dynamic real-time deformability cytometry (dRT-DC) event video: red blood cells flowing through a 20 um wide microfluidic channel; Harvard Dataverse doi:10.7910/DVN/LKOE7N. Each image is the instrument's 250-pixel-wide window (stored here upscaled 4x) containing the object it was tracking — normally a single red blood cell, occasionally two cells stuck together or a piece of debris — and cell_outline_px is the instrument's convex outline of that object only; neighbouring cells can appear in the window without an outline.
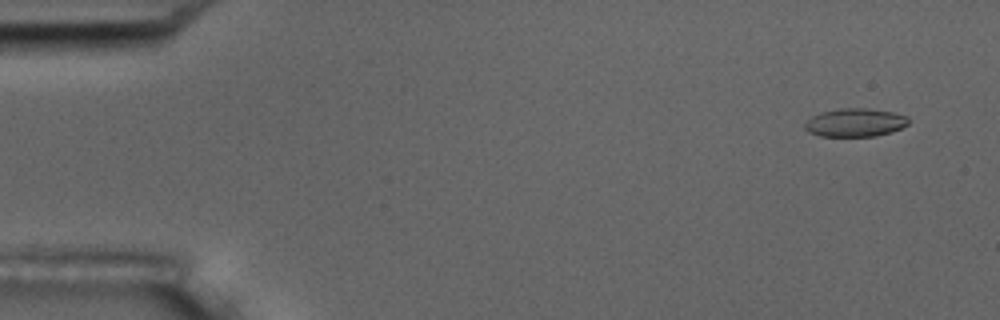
{"species": "common noctule bat (a hibernating species)", "species_latin": "Nyctalus noctula", "temperature_condition": "room temperature", "stored_images_in_passage": 10, "camera_frame_rate_fps": 3000, "um_per_image_px": 0.085, "animal": {"sex": "male", "body_mass_g": 17.5, "forearm_length_mm": 52.3}, "frame": {"image": 1, "passage_image": 2, "time_ms": 1.0, "image_size_px": [1000, 320], "cell_outline_px": [[908, 124], [892, 132], [876, 136], [820, 136], [808, 132], [804, 128], [804, 124], [812, 116], [820, 112], [840, 108], [868, 108], [892, 112], [908, 116]], "centroid_in_image_um": [72.67, 10.41], "position_along_channel_um": 12.3, "area_um2": 17.17}}
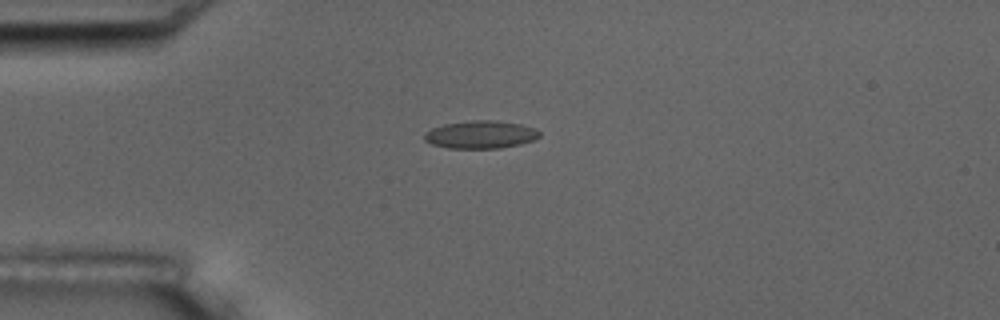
{"frame": {"image": 2, "passage_image": 5, "time_ms": 4.667, "image_size_px": [1000, 320], "cell_outline_px": [[540, 136], [532, 140], [520, 144], [500, 148], [448, 148], [432, 144], [424, 140], [424, 132], [432, 128], [444, 124], [472, 120], [496, 120], [520, 124], [536, 128], [540, 132]], "centroid_in_image_um": [40.85, 11.43], "position_along_channel_um": 44.2, "area_um2": 18.67}}
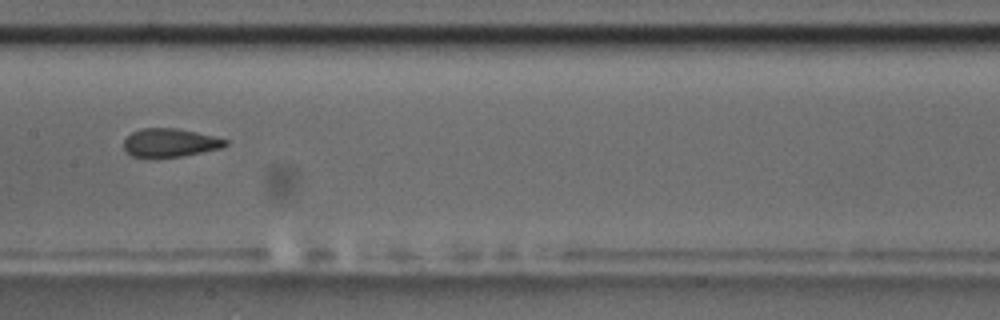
{"frame": {"image": 3, "passage_image": 9, "time_ms": 9.333, "image_size_px": [1000, 320], "cell_outline_px": [[228, 144], [220, 148], [180, 156], [132, 156], [124, 148], [124, 140], [132, 132], [140, 128], [176, 128], [196, 132], [228, 140]], "centroid_in_image_um": [14.44, 12.1], "position_along_channel_um": 193.0, "area_um2": 16.36}}